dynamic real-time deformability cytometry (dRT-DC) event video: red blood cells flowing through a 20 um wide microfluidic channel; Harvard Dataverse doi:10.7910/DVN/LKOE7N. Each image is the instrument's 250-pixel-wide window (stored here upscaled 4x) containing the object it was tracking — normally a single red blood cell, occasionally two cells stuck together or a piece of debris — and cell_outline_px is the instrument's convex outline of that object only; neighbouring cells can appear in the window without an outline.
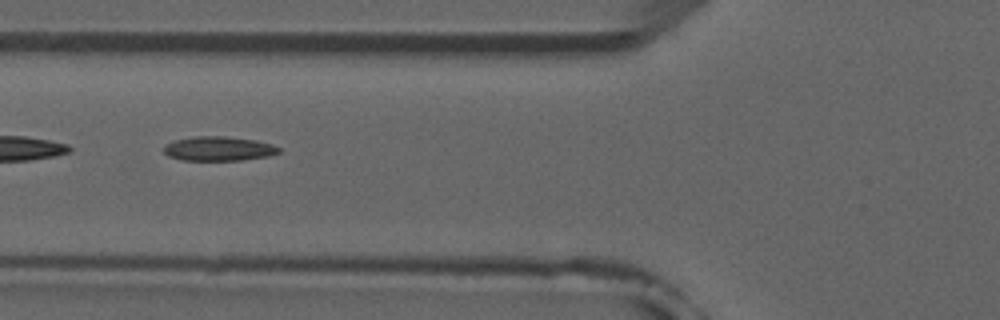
{"species": "common noctule bat (a hibernating species)", "species_latin": "Nyctalus noctula", "temperature_condition": "room temperature", "stored_images_in_passage": 8, "camera_frame_rate_fps": 3000, "um_per_image_px": 0.085, "animal": {"sex": "male", "forearm_length_mm": 52.5}, "frame": {"image": 1, "passage_image": 5, "time_ms": 5.667, "image_size_px": [1000, 320], "cell_outline_px": [[280, 152], [268, 156], [240, 160], [180, 160], [168, 156], [164, 152], [164, 144], [176, 140], [196, 136], [224, 136], [256, 140], [272, 144], [280, 148]], "centroid_in_image_um": [18.57, 12.63], "position_along_channel_um": 107.2, "area_um2": 16.3}}
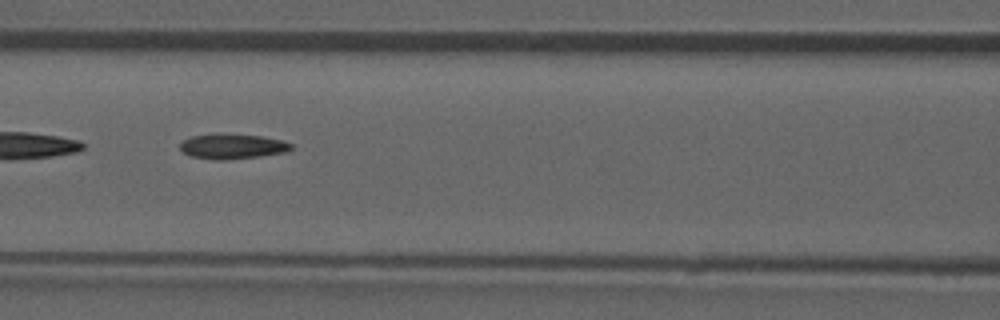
{"frame": {"image": 2, "passage_image": 6, "time_ms": 6.667, "image_size_px": [1000, 320], "cell_outline_px": [[292, 148], [284, 152], [260, 156], [224, 160], [212, 160], [192, 156], [184, 152], [180, 148], [180, 144], [184, 140], [192, 136], [216, 132], [260, 136], [280, 140], [292, 144]], "centroid_in_image_um": [19.71, 12.43], "position_along_channel_um": 146.9, "area_um2": 16.24}}